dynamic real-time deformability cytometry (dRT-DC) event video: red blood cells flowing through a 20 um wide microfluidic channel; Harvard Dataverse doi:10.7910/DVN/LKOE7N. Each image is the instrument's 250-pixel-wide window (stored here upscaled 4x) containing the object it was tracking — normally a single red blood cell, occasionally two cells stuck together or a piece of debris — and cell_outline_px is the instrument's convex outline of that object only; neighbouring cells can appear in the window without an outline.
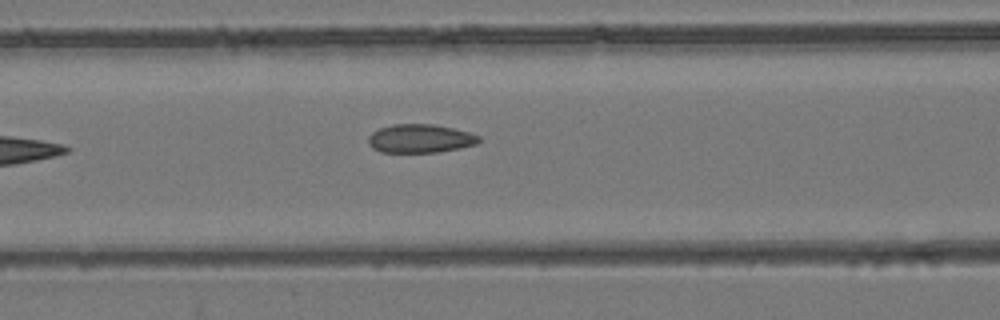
{"species": "common noctule bat (a hibernating species)", "species_latin": "Nyctalus noctula", "temperature_condition": "room temperature", "stored_images_in_passage": 7, "camera_frame_rate_fps": 3000, "um_per_image_px": 0.085, "animal": {"sex": "female", "body_mass_g": 24.6, "forearm_length_mm": 56.2}, "frame": {"image": 1, "passage_image": 7, "time_ms": 7.333, "image_size_px": [1000, 320], "cell_outline_px": [[480, 140], [476, 144], [460, 148], [440, 152], [380, 152], [372, 148], [368, 144], [368, 136], [372, 132], [380, 128], [392, 124], [432, 124], [452, 128], [468, 132], [480, 136]], "centroid_in_image_um": [35.69, 11.78], "position_along_channel_um": 130.9, "area_um2": 18.44}}